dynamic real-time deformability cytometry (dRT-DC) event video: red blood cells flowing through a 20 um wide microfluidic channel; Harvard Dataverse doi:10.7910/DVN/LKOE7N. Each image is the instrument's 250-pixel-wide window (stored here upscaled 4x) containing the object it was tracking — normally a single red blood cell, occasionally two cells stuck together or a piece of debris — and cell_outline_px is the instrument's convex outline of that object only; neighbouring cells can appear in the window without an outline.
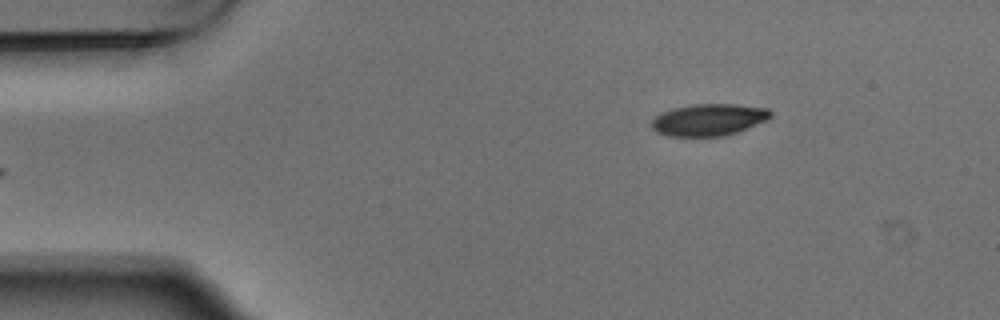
{"species": "Egyptian fruit bat (a non-hibernating species)", "species_latin": "Rousettus aegyptiacus", "temperature_condition": "warm", "stored_images_in_passage": 4, "segment_of_instrument_passage": [2, 2], "camera_frame_rate_fps": 3000, "um_per_image_px": 0.085, "animal": {"sex": "male"}, "frame": {"image": 1, "passage_image": 4, "time_ms": 1.0, "image_size_px": [1000, 320], "cell_outline_px": [[772, 116], [768, 120], [736, 132], [724, 136], [668, 136], [656, 132], [652, 128], [652, 120], [656, 116], [672, 108], [692, 104], [736, 104], [768, 108], [772, 112]], "centroid_in_image_um": [60.26, 10.17], "position_along_channel_um": 24.7, "area_um2": 22.14}}